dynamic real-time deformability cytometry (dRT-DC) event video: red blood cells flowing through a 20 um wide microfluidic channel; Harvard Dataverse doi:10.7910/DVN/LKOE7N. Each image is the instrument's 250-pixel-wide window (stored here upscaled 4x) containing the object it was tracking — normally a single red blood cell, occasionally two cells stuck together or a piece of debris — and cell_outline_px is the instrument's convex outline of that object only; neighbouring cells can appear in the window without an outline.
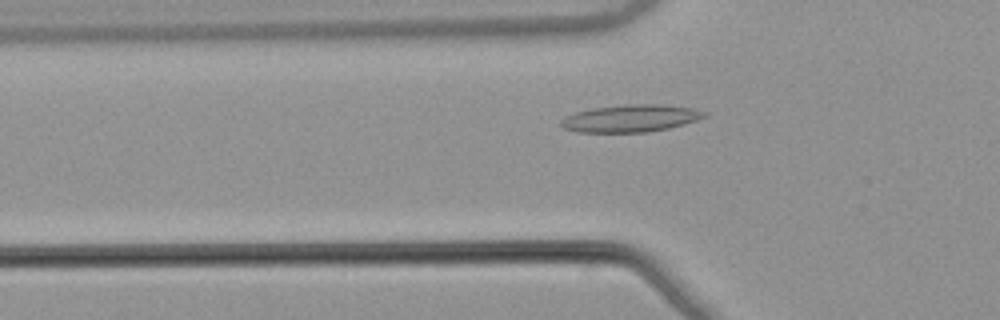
{"species": "common noctule bat (a hibernating species)", "species_latin": "Nyctalus noctula", "temperature_condition": "warm", "stored_images_in_passage": 49, "camera_frame_rate_fps": 3000, "um_per_image_px": 0.085, "animal": {"sex": "male", "body_mass_g": 21.5, "forearm_length_mm": 52.0}, "frame": {"image": 1, "passage_image": 14, "time_ms": 4.333, "image_size_px": [1000, 320], "cell_outline_px": [[708, 116], [684, 124], [668, 128], [648, 132], [576, 132], [564, 128], [560, 124], [560, 120], [564, 116], [576, 112], [592, 108], [628, 104], [660, 104], [692, 108], [708, 112]], "centroid_in_image_um": [53.6, 10.05], "position_along_channel_um": 72.2, "area_um2": 22.89}}
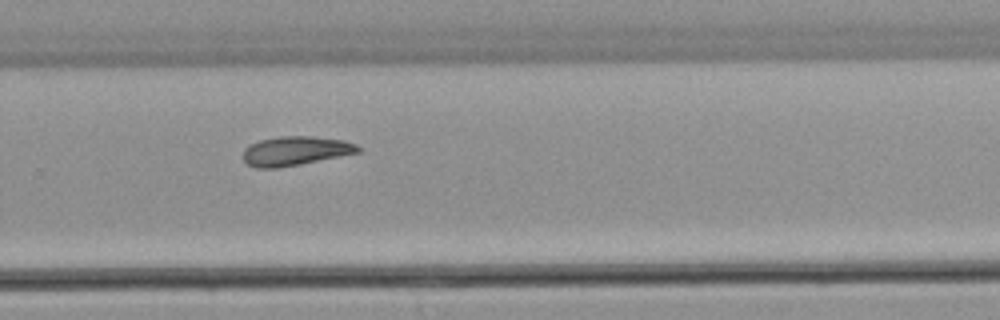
{"frame": {"image": 2, "passage_image": 32, "time_ms": 10.333, "image_size_px": [1000, 320], "cell_outline_px": [[360, 152], [300, 164], [276, 168], [256, 168], [248, 164], [244, 160], [244, 148], [248, 144], [260, 140], [280, 136], [312, 136], [344, 140], [356, 144], [360, 148]], "centroid_in_image_um": [25.09, 12.82], "position_along_channel_um": 304.7, "area_um2": 19.48}}
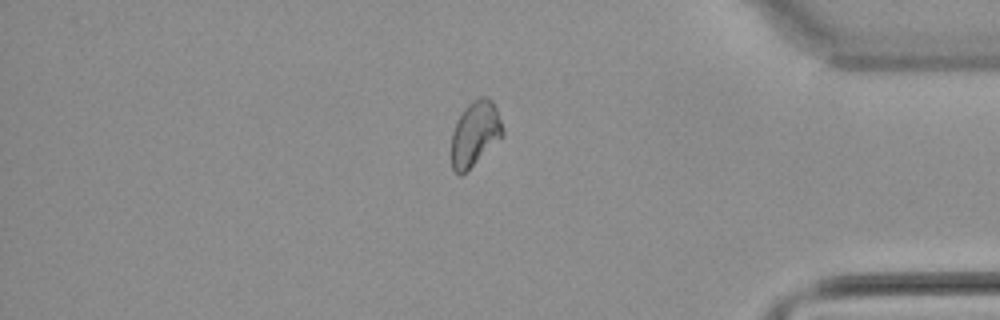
{"frame": {"image": 3, "passage_image": 41, "time_ms": 13.333, "image_size_px": [1000, 320], "cell_outline_px": [[504, 136], [460, 176], [452, 168], [452, 132], [464, 108], [472, 100], [480, 96], [488, 96], [492, 100], [496, 108], [504, 128]], "centroid_in_image_um": [40.41, 11.32], "position_along_channel_um": 394.8, "area_um2": 19.25}}